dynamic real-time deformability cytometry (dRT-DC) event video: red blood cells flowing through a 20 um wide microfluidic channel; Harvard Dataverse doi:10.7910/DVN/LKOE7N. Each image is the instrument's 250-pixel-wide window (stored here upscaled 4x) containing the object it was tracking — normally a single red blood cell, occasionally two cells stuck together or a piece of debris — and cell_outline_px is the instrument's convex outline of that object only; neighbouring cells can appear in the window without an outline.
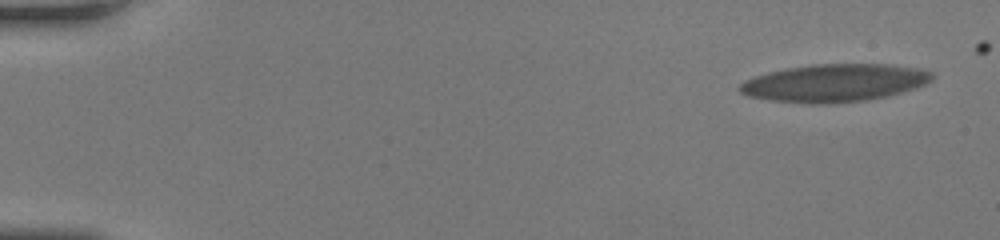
{"species": "human", "species_latin": "Homo sapiens", "temperature_condition": "room temperature", "stored_images_in_passage": 53, "camera_frame_rate_fps": 3000, "um_per_image_px": 0.085, "donor": {"sex": "female"}, "frame": {"image": 1, "passage_image": 1, "time_ms": 0.0, "image_size_px": [1000, 240], "cell_outline_px": [[932, 80], [916, 88], [884, 96], [864, 100], [828, 104], [808, 104], [772, 100], [748, 96], [740, 92], [736, 88], [744, 80], [768, 72], [788, 68], [812, 64], [892, 64], [920, 68], [932, 72]], "centroid_in_image_um": [70.91, 7.04], "position_along_channel_um": 14.1, "area_um2": 42.25}}
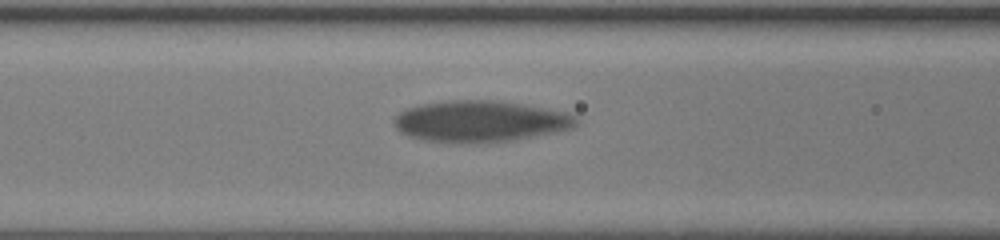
{"frame": {"image": 2, "passage_image": 23, "time_ms": 7.333, "image_size_px": [1000, 240], "cell_outline_px": [[580, 120], [576, 128], [516, 140], [484, 144], [468, 144], [424, 140], [400, 132], [396, 128], [392, 120], [404, 108], [420, 104], [448, 100], [500, 100], [572, 112]], "centroid_in_image_um": [40.9, 10.31], "position_along_channel_um": 125.7, "area_um2": 45.03}}
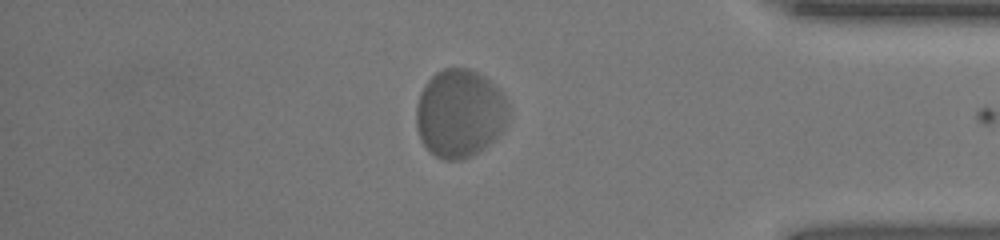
{"frame": {"image": 3, "passage_image": 46, "time_ms": 15.0, "image_size_px": [1000, 240], "cell_outline_px": [[508, 120], [504, 132], [484, 148], [460, 160], [444, 160], [428, 152], [420, 140], [416, 128], [416, 104], [420, 92], [424, 84], [436, 72], [444, 68], [468, 68], [484, 76], [500, 88], [504, 92], [508, 100]], "centroid_in_image_um": [39.09, 9.63], "position_along_channel_um": 396.1, "area_um2": 48.26}, "authors_computed_cell_mechanics": {"area_um2": 43.2922, "velocity_mm_per_s": 3.8041, "shape_relaxation_time_tau1_ms": 1.645, "shape_relaxation_time_tau2_ms": null, "deformation_change_tau1": 0.0687, "deformation_change_tau2": null}}